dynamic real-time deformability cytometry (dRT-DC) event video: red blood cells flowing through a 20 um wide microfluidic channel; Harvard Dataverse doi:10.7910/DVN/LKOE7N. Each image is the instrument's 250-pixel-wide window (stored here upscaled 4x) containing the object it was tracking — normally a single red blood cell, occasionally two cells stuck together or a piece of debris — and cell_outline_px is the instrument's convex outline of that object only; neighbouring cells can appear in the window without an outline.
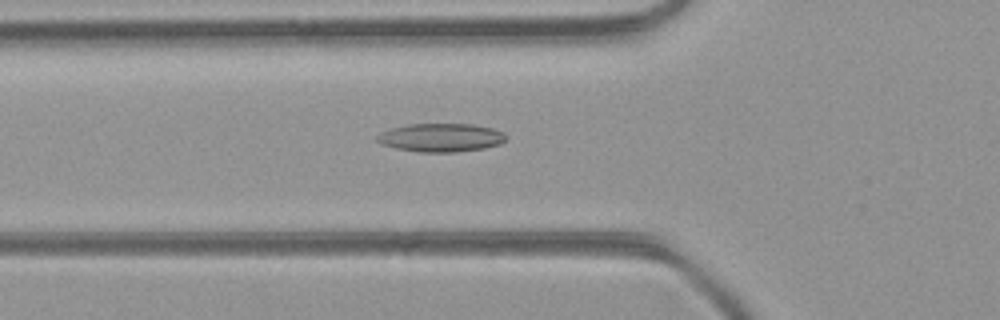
{"species": "common noctule bat (a hibernating species)", "species_latin": "Nyctalus noctula", "temperature_condition": "room temperature", "stored_images_in_passage": 33, "camera_frame_rate_fps": 3000, "um_per_image_px": 0.085, "animal": {"sex": "female", "body_mass_g": 21.9}, "frame": {"image": 1, "passage_image": 3, "time_ms": 0.667, "image_size_px": [1000, 320], "cell_outline_px": [[508, 136], [500, 144], [484, 148], [456, 152], [420, 152], [396, 148], [380, 144], [376, 140], [376, 136], [380, 132], [392, 128], [408, 124], [472, 124], [492, 128], [504, 132]], "centroid_in_image_um": [37.47, 11.69], "position_along_channel_um": 88.3, "area_um2": 21.44}}
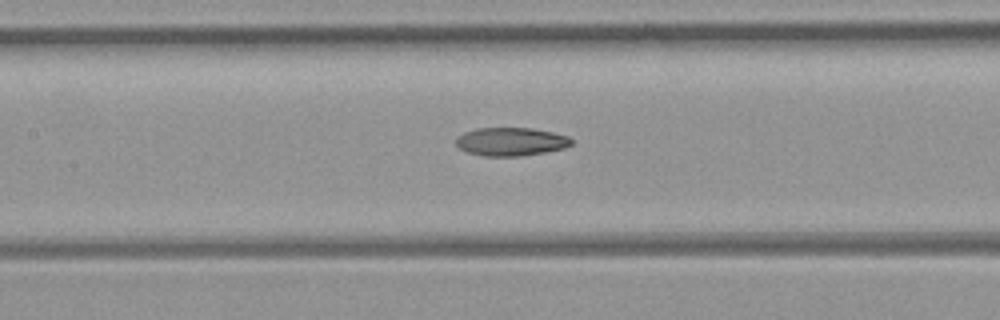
{"frame": {"image": 2, "passage_image": 8, "time_ms": 2.333, "image_size_px": [1000, 320], "cell_outline_px": [[572, 144], [564, 148], [544, 152], [520, 156], [484, 156], [468, 152], [460, 148], [456, 144], [456, 136], [464, 132], [476, 128], [532, 128], [552, 132], [568, 136], [572, 140]], "centroid_in_image_um": [43.41, 12.03], "position_along_channel_um": 164.0, "area_um2": 19.02}}
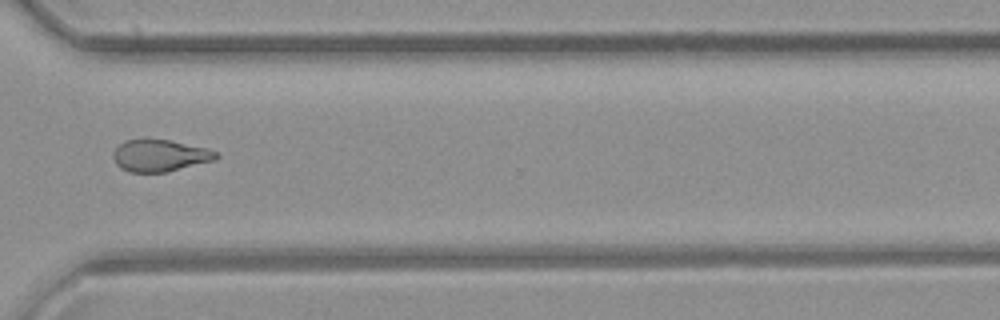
{"frame": {"image": 3, "passage_image": 21, "time_ms": 6.667, "image_size_px": [1000, 320], "cell_outline_px": [[220, 156], [216, 160], [168, 172], [128, 172], [120, 168], [116, 164], [112, 156], [112, 152], [124, 140], [168, 140], [208, 148], [216, 152]], "centroid_in_image_um": [13.6, 13.24], "position_along_channel_um": 357.0, "area_um2": 19.19}, "authors_computed_cell_mechanics": {"area_um2": 19.4208, "velocity_mm_per_s": 4.4719, "shape_relaxation_time_tau1_ms": 7.9239, "shape_relaxation_time_tau2_ms": 6.1488, "deformation_change_tau1": 0.2333, "deformation_change_tau2": 0.1563}}